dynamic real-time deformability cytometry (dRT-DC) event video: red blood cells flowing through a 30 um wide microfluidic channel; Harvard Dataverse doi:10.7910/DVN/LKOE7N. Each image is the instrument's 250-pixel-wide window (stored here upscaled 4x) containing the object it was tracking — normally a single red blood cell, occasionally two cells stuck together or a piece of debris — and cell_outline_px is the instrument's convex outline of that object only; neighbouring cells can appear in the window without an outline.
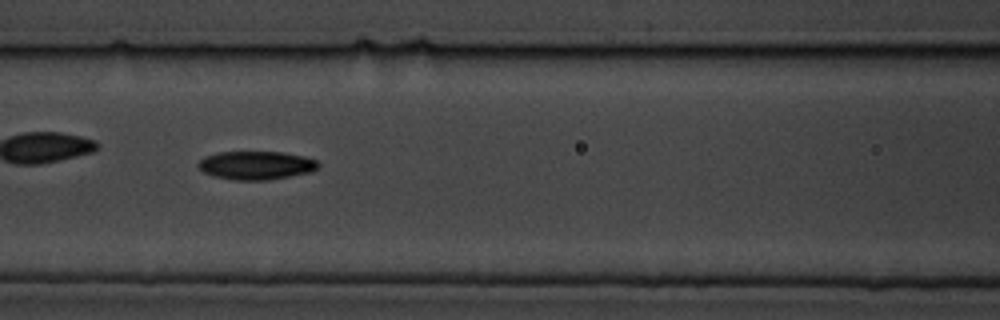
{"species": "common noctule bat (a hibernating species)", "species_latin": "Nyctalus noctula", "temperature_condition": "cold", "stored_images_in_passage": 60, "camera_frame_rate_fps": 3000, "um_per_image_px": 0.085, "animal": {"sex": "male", "body_mass_g": 19.5, "forearm_length_mm": 54.6}, "frame": {"image": 1, "passage_image": 26, "time_ms": 8.333, "image_size_px": [1000, 320], "cell_outline_px": [[320, 164], [312, 172], [268, 180], [236, 180], [212, 176], [204, 172], [196, 164], [204, 156], [216, 152], [284, 152], [304, 156], [316, 160]], "centroid_in_image_um": [21.76, 14.05], "position_along_channel_um": 144.8, "area_um2": 20.0}}
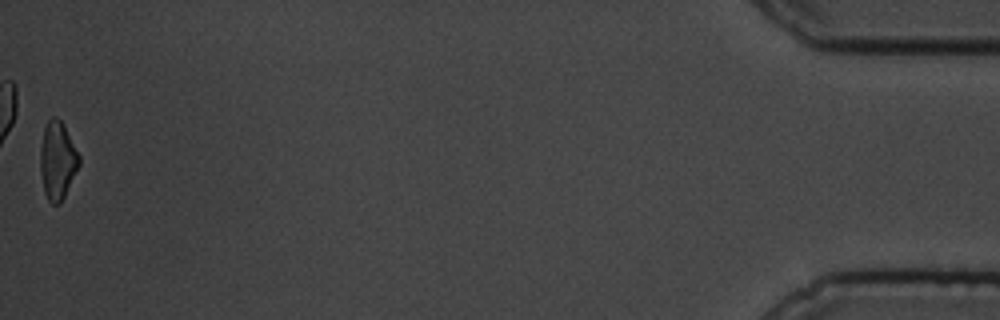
{"frame": {"image": 2, "passage_image": 60, "time_ms": 19.667, "image_size_px": [1000, 320], "cell_outline_px": [[80, 164], [60, 204], [52, 204], [48, 200], [44, 192], [40, 172], [40, 148], [44, 128], [48, 120], [52, 116], [56, 116], [64, 124], [80, 156]], "centroid_in_image_um": [4.88, 13.62], "position_along_channel_um": 430.3, "area_um2": 17.69}, "authors_computed_cell_mechanics": {"area_um2": 18.6116, "velocity_mm_per_s": 3.3269, "shape_relaxation_time_tau1_ms": 3.8765, "shape_relaxation_time_tau2_ms": 10.5903, "deformation_change_tau1": 0.1113, "deformation_change_tau2": 0.1745}}